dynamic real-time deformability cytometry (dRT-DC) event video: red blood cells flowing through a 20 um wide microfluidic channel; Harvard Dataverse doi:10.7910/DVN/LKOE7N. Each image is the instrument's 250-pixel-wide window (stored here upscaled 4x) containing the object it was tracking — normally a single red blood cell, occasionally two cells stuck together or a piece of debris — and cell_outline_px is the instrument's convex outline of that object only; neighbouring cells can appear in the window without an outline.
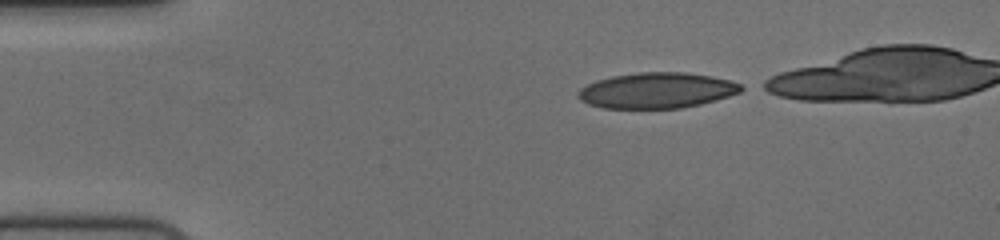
{"species": "human", "species_latin": "Homo sapiens", "temperature_condition": "cold", "stored_images_in_passage": 40, "camera_frame_rate_fps": 3000, "um_per_image_px": 0.085, "donor": {"sex": "female"}, "frame": {"image": 1, "passage_image": 1, "time_ms": 0.0, "image_size_px": [1000, 240], "cell_outline_px": [[748, 88], [740, 92], [728, 96], [700, 104], [680, 108], [604, 108], [588, 104], [580, 100], [576, 92], [580, 88], [596, 80], [612, 76], [640, 72], [684, 72], [712, 76], [728, 80], [740, 84]], "centroid_in_image_um": [55.82, 7.68], "position_along_channel_um": 29.2, "area_um2": 33.87}}
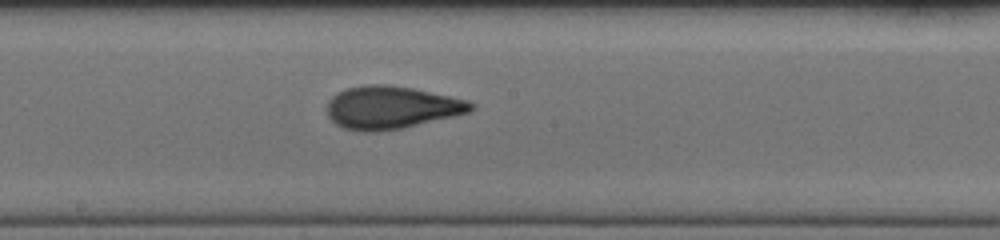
{"frame": {"image": 2, "passage_image": 21, "time_ms": 6.667, "image_size_px": [1000, 240], "cell_outline_px": [[476, 108], [468, 112], [456, 116], [400, 128], [380, 132], [360, 132], [344, 128], [336, 124], [328, 116], [328, 100], [332, 96], [348, 88], [368, 84], [388, 84], [412, 88], [468, 100], [476, 104]], "centroid_in_image_um": [33.28, 9.14], "position_along_channel_um": 214.9, "area_um2": 35.84}}
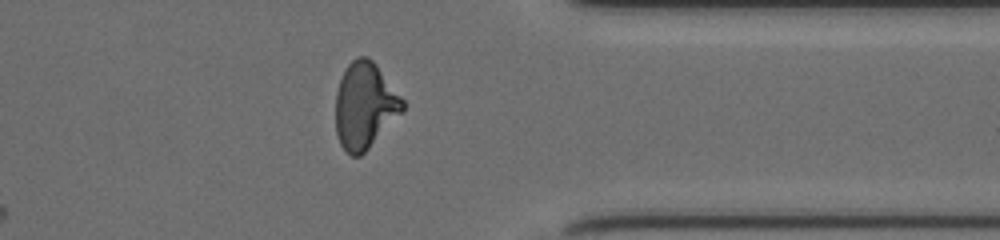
{"frame": {"image": 3, "passage_image": 35, "time_ms": 11.333, "image_size_px": [1000, 240], "cell_outline_px": [[404, 112], [360, 156], [352, 156], [340, 144], [336, 136], [336, 92], [344, 68], [356, 56], [368, 56], [376, 64], [404, 100]], "centroid_in_image_um": [31.01, 8.96], "position_along_channel_um": 380.4, "area_um2": 33.76}}